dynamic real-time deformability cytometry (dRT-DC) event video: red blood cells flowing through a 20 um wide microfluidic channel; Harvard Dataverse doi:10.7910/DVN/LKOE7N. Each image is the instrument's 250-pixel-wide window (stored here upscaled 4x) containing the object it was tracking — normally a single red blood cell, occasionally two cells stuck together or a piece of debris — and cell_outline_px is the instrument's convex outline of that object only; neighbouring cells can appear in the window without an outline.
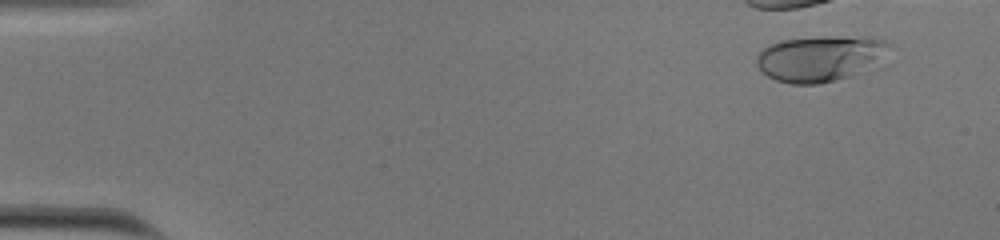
{"species": "human", "species_latin": "Homo sapiens", "temperature_condition": "cold", "stored_images_in_passage": 8, "camera_frame_rate_fps": 3000, "um_per_image_px": 0.085, "donor": {"sex": "male"}, "frame": {"image": 1, "passage_image": 3, "time_ms": 0.667, "image_size_px": [1000, 240], "cell_outline_px": [[888, 44], [848, 76], [836, 80], [820, 84], [792, 84], [776, 80], [768, 76], [756, 64], [756, 56], [764, 48], [772, 44], [784, 40], [824, 36], [884, 40]], "centroid_in_image_um": [69.39, 4.98], "position_along_channel_um": 15.6, "area_um2": 32.66}}